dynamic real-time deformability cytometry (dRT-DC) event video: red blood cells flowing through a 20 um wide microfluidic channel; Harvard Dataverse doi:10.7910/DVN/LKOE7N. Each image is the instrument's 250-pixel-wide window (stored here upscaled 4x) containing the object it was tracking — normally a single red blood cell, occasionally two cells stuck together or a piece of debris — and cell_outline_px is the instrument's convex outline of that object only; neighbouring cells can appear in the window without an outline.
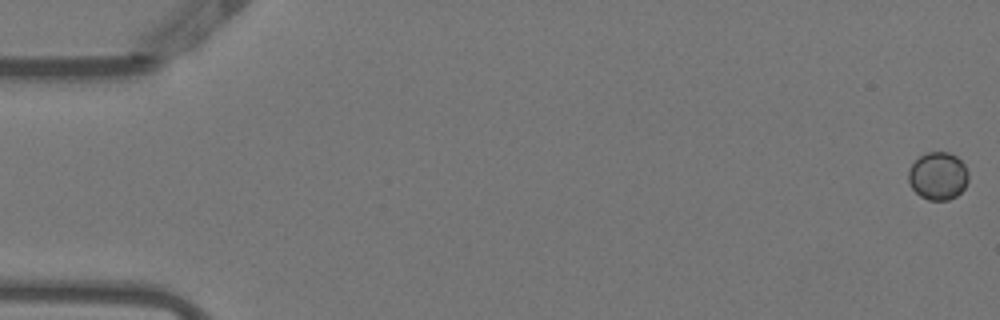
{"species": "Egyptian fruit bat (a non-hibernating species)", "species_latin": "Rousettus aegyptiacus", "temperature_condition": "warm", "stored_images_in_passage": 11, "camera_frame_rate_fps": 3000, "um_per_image_px": 0.085, "animal": {"sex": "female"}, "frame": {"image": 1, "passage_image": 1, "time_ms": 0.0, "image_size_px": [1000, 320], "cell_outline_px": [[968, 180], [964, 188], [956, 196], [948, 200], [928, 200], [920, 196], [908, 184], [908, 168], [920, 156], [928, 152], [948, 152], [956, 156], [964, 164], [968, 172]], "centroid_in_image_um": [79.71, 14.96], "position_along_channel_um": 5.3, "area_um2": 16.76}}